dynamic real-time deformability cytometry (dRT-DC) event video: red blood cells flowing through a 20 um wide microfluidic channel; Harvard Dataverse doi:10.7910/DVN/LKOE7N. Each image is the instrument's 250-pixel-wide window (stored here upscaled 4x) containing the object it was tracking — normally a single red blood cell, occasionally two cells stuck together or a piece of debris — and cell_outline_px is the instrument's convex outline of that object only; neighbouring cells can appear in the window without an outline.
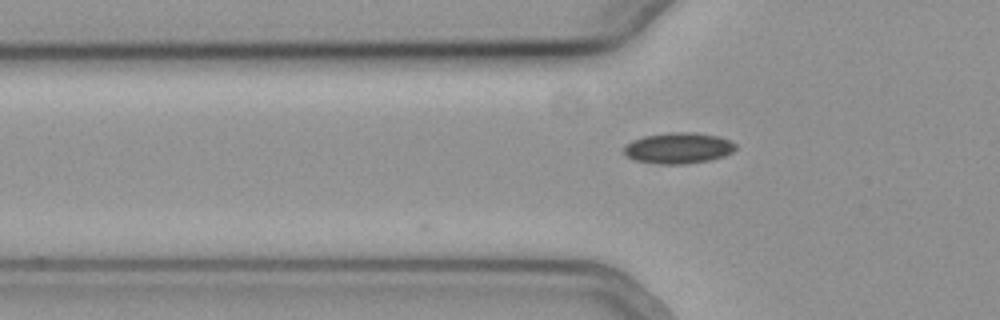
{"species": "common noctule bat (a hibernating species)", "species_latin": "Nyctalus noctula", "temperature_condition": "cold", "stored_images_in_passage": 3, "camera_frame_rate_fps": 3000, "um_per_image_px": 0.085, "animal": {"sex": "female", "body_mass_g": 19.3, "forearm_length_mm": 54.1}, "frame": {"image": 1, "passage_image": 3, "time_ms": 0.667, "image_size_px": [1000, 320], "cell_outline_px": [[736, 148], [732, 152], [724, 156], [708, 160], [684, 164], [660, 164], [636, 160], [624, 156], [624, 144], [632, 140], [644, 136], [668, 132], [692, 132], [716, 136], [728, 140], [736, 144]], "centroid_in_image_um": [57.62, 12.58], "position_along_channel_um": 68.2, "area_um2": 20.11}}